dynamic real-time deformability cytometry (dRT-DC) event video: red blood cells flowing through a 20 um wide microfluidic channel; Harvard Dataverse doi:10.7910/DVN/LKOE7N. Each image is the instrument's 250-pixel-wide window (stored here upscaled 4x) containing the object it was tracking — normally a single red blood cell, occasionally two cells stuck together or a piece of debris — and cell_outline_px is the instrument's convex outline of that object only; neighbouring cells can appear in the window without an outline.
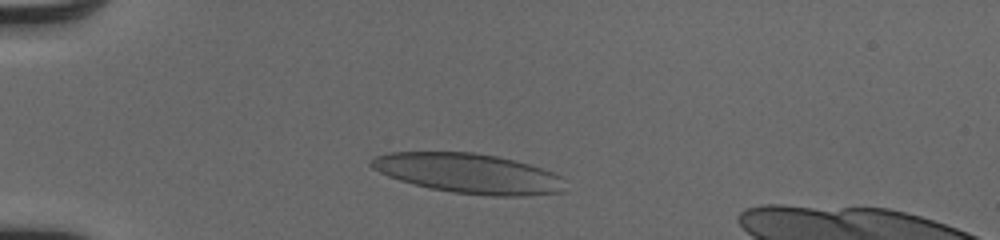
{"species": "human", "species_latin": "Homo sapiens", "temperature_condition": "cold", "stored_images_in_passage": 45, "camera_frame_rate_fps": 3000, "um_per_image_px": 0.085, "donor": {"sex": "male"}, "frame": {"image": 1, "passage_image": 7, "time_ms": 2.0, "image_size_px": [1000, 240], "cell_outline_px": [[564, 192], [524, 196], [492, 196], [452, 192], [428, 188], [400, 180], [388, 176], [372, 168], [368, 164], [368, 160], [372, 156], [388, 152], [472, 152], [496, 156], [528, 164], [552, 172], [560, 176]], "centroid_in_image_um": [39.75, 14.73], "position_along_channel_um": 45.3, "area_um2": 44.91}}
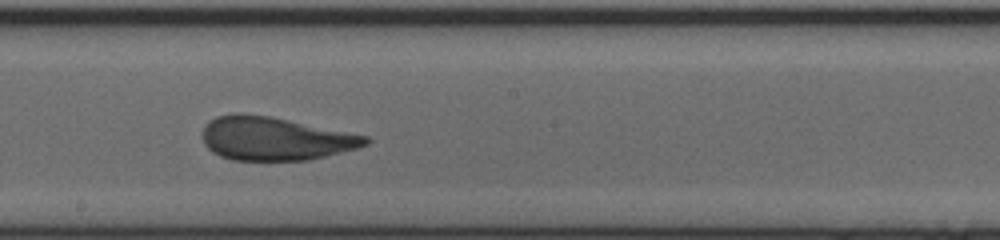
{"frame": {"image": 2, "passage_image": 23, "time_ms": 7.333, "image_size_px": [1000, 240], "cell_outline_px": [[372, 140], [368, 144], [356, 148], [308, 160], [232, 160], [220, 156], [212, 152], [204, 144], [204, 124], [208, 120], [216, 116], [232, 112], [240, 112], [272, 116], [368, 136]], "centroid_in_image_um": [23.34, 11.76], "position_along_channel_um": 224.9, "area_um2": 41.44}}
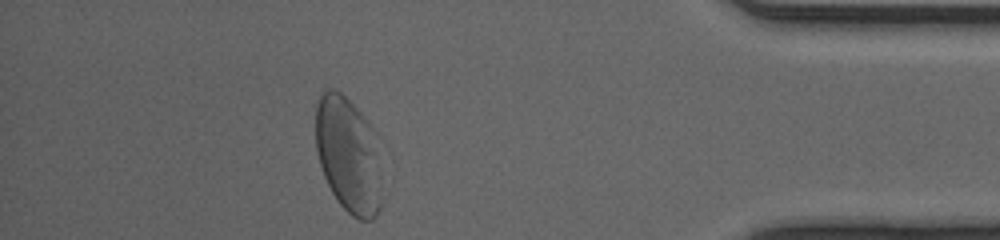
{"frame": {"image": 3, "passage_image": 39, "time_ms": 12.667, "image_size_px": [1000, 240], "cell_outline_px": [[384, 200], [376, 216], [372, 220], [360, 220], [352, 216], [336, 200], [324, 176], [320, 164], [316, 148], [316, 104], [320, 96], [328, 88], [332, 88], [340, 92], [368, 120], [372, 128]], "centroid_in_image_um": [29.61, 13.22], "position_along_channel_um": 405.6, "area_um2": 44.56}}